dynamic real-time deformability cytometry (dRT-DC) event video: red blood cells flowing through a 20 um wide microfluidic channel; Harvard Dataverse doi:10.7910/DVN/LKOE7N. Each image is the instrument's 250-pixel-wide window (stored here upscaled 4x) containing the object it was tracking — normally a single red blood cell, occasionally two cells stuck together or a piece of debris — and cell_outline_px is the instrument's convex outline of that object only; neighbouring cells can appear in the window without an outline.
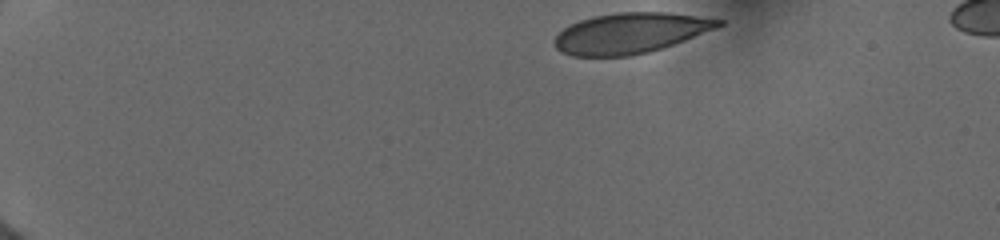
{"species": "human", "species_latin": "Homo sapiens", "temperature_condition": "cold", "stored_images_in_passage": 11, "camera_frame_rate_fps": 3000, "um_per_image_px": 0.085, "donor": {"sex": "female"}, "frame": {"image": 1, "passage_image": 1, "time_ms": 0.0, "image_size_px": [1000, 240], "cell_outline_px": [[724, 24], [716, 28], [684, 40], [648, 52], [628, 56], [572, 56], [560, 52], [556, 48], [552, 40], [564, 28], [580, 20], [592, 16], [616, 12], [668, 12], [724, 20]], "centroid_in_image_um": [53.54, 2.81], "position_along_channel_um": 31.5, "area_um2": 38.49}}
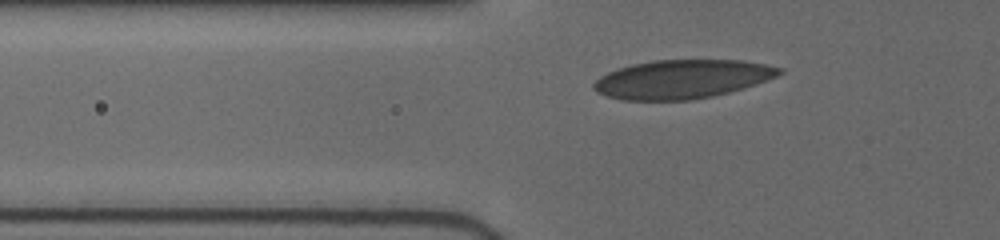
{"frame": {"image": 2, "passage_image": 7, "time_ms": 3.333, "image_size_px": [1000, 240], "cell_outline_px": [[784, 72], [776, 76], [728, 92], [712, 96], [692, 100], [624, 100], [608, 96], [596, 92], [592, 88], [592, 84], [600, 76], [608, 72], [632, 64], [652, 60], [744, 60], [768, 64], [784, 68]], "centroid_in_image_um": [57.96, 6.72], "position_along_channel_um": 67.8, "area_um2": 41.73}}
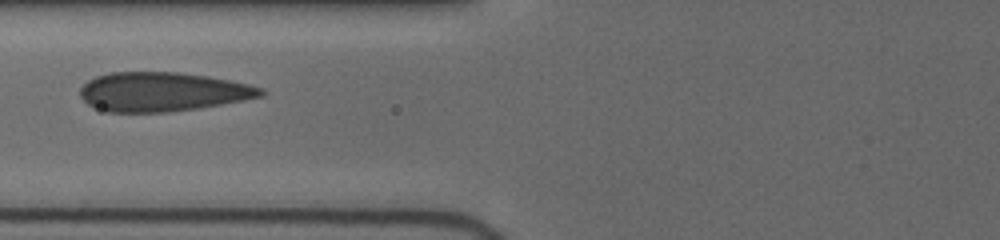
{"frame": {"image": 3, "passage_image": 10, "time_ms": 4.667, "image_size_px": [1000, 240], "cell_outline_px": [[264, 96], [244, 100], [196, 108], [168, 112], [108, 112], [88, 104], [80, 96], [80, 88], [88, 80], [96, 76], [108, 72], [180, 72], [208, 76], [248, 84], [264, 88]], "centroid_in_image_um": [13.81, 7.79], "position_along_channel_um": 112.0, "area_um2": 41.15}}